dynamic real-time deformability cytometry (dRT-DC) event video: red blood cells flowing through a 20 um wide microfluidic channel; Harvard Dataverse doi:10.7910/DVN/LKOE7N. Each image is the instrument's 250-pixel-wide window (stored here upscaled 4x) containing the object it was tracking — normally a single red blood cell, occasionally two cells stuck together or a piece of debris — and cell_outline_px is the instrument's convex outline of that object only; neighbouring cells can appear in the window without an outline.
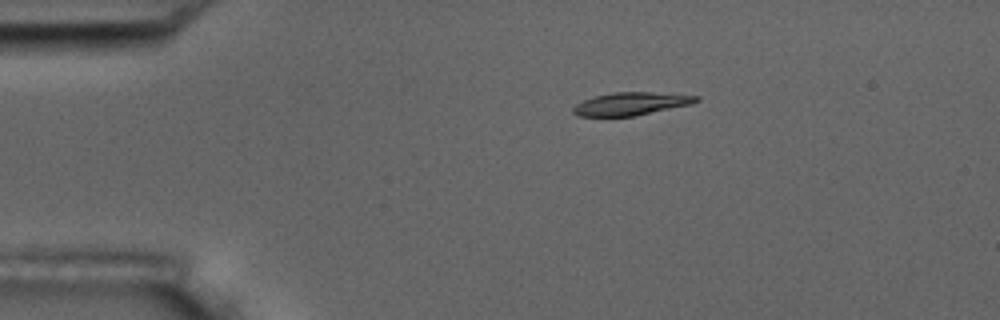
{"species": "common noctule bat (a hibernating species)", "species_latin": "Nyctalus noctula", "temperature_condition": "room temperature", "stored_images_in_passage": 16, "camera_frame_rate_fps": 3000, "um_per_image_px": 0.085, "animal": {"sex": "male", "body_mass_g": 17.5, "forearm_length_mm": 52.3}, "frame": {"image": 1, "passage_image": 3, "time_ms": 2.333, "image_size_px": [1000, 320], "cell_outline_px": [[700, 100], [692, 104], [636, 116], [576, 116], [572, 112], [572, 108], [576, 104], [584, 100], [596, 96], [616, 92], [652, 92], [700, 96]], "centroid_in_image_um": [53.66, 8.82], "position_along_channel_um": 31.3, "area_um2": 16.42}}
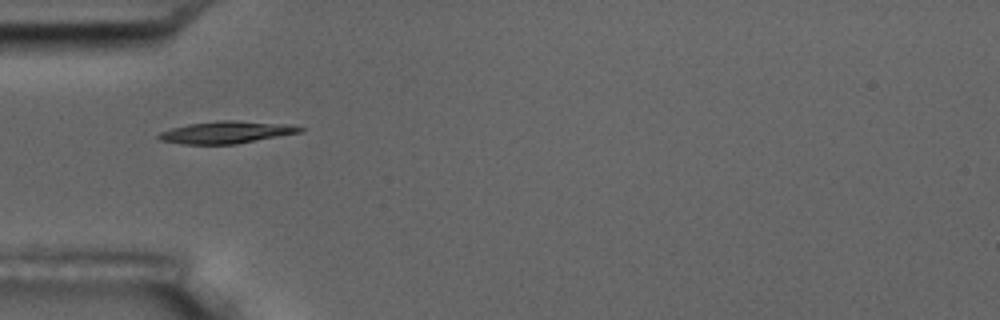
{"frame": {"image": 2, "passage_image": 5, "time_ms": 4.667, "image_size_px": [1000, 320], "cell_outline_px": [[304, 128], [300, 132], [236, 144], [180, 144], [160, 140], [156, 136], [160, 132], [172, 128], [188, 124], [216, 120], [236, 120], [288, 124]], "centroid_in_image_um": [19.19, 11.24], "position_along_channel_um": 65.8, "area_um2": 18.21}, "authors_computed_cell_mechanics": {"area_um2": 17.5423, "velocity_mm_per_s": 3.5508, "shape_relaxation_time_tau1_ms": 3.9811, "shape_relaxation_time_tau2_ms": 3.0403, "deformation_change_tau1": 0.1118, "deformation_change_tau2": 0.0791}}